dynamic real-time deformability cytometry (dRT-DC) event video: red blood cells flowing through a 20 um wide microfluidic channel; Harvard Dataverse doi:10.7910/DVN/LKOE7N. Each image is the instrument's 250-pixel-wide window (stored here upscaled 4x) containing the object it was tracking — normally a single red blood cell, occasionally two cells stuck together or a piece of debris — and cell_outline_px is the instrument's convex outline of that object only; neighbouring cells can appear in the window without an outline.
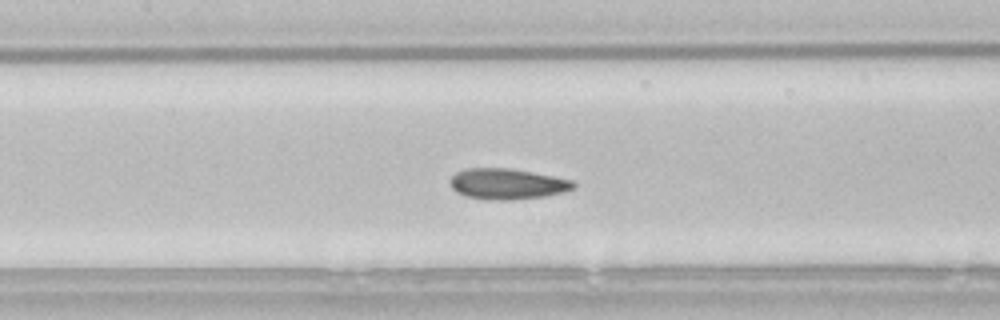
{"species": "common noctule bat (a hibernating species)", "species_latin": "Nyctalus noctula", "temperature_condition": "room temperature", "stored_images_in_passage": 53, "camera_frame_rate_fps": 3000, "um_per_image_px": 0.085, "animal": {"sex": "male", "body_mass_g": 21.5, "forearm_length_mm": 52.0}, "frame": {"image": 1, "passage_image": 23, "time_ms": 7.333, "image_size_px": [1000, 320], "cell_outline_px": [[576, 188], [564, 192], [544, 196], [512, 200], [500, 200], [468, 196], [456, 192], [452, 188], [448, 180], [456, 172], [468, 168], [508, 168], [532, 172], [572, 180], [576, 184]], "centroid_in_image_um": [43.12, 15.62], "position_along_channel_um": 164.3, "area_um2": 21.96}}
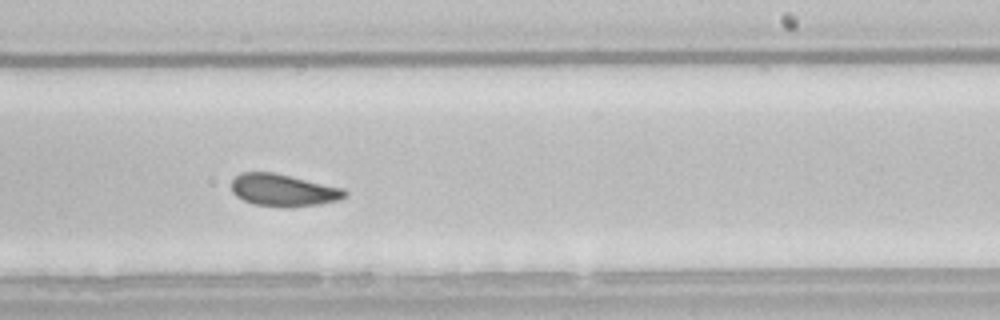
{"frame": {"image": 2, "passage_image": 31, "time_ms": 10.0, "image_size_px": [1000, 320], "cell_outline_px": [[348, 196], [340, 200], [320, 204], [292, 208], [280, 208], [256, 204], [244, 200], [236, 196], [232, 192], [232, 180], [240, 172], [272, 172], [344, 188], [348, 192]], "centroid_in_image_um": [24.12, 16.18], "position_along_channel_um": 264.9, "area_um2": 21.56}}
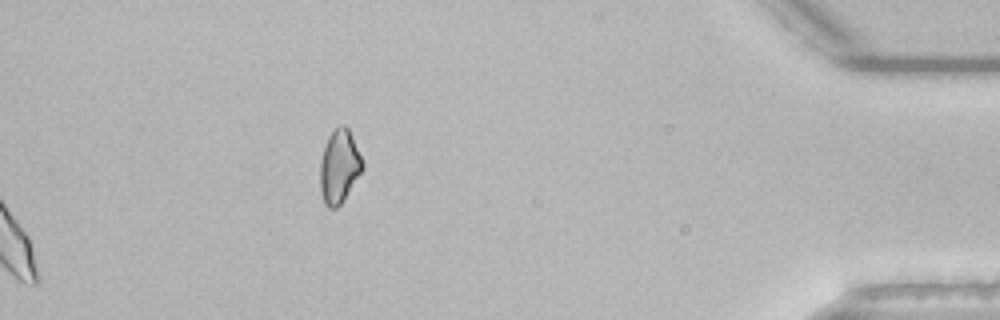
{"frame": {"image": 3, "passage_image": 53, "time_ms": 17.333, "image_size_px": [1000, 320], "cell_outline_px": [[364, 168], [344, 200], [336, 208], [328, 208], [324, 204], [320, 192], [320, 160], [328, 136], [340, 124], [344, 124], [348, 128], [352, 136], [364, 164]], "centroid_in_image_um": [28.83, 14.17], "position_along_channel_um": 406.4, "area_um2": 18.21}, "authors_computed_cell_mechanics": {"area_um2": 21.7906, "velocity_mm_per_s": 3.7957, "shape_relaxation_time_tau1_ms": 6.1025, "shape_relaxation_time_tau2_ms": 2.0392, "deformation_change_tau1": 0.1261, "deformation_change_tau2": 0.0779}}